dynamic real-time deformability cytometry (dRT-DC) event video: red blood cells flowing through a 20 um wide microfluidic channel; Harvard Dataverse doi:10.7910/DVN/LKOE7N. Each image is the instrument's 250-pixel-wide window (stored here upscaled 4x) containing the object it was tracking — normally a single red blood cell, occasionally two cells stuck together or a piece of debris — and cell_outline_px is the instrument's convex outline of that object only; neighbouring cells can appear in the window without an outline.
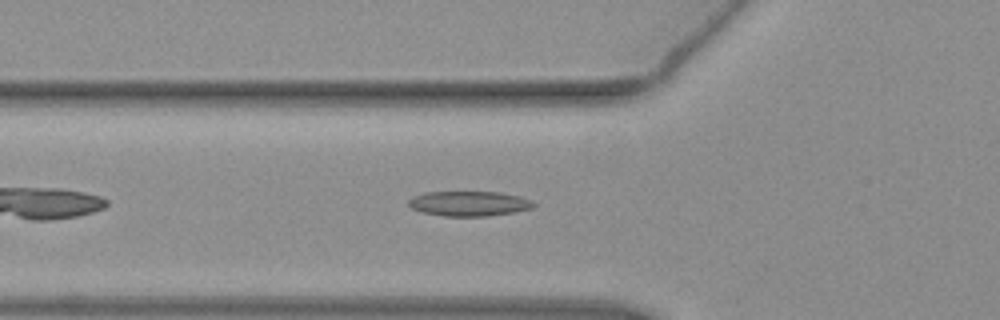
{"species": "common noctule bat (a hibernating species)", "species_latin": "Nyctalus noctula", "temperature_condition": "warm", "stored_images_in_passage": 37, "camera_frame_rate_fps": 3000, "um_per_image_px": 0.085, "animal": {"sex": "female", "body_mass_g": 19.3, "forearm_length_mm": 54.1}, "frame": {"image": 1, "passage_image": 7, "time_ms": 2.0, "image_size_px": [1000, 320], "cell_outline_px": [[536, 204], [532, 208], [512, 212], [488, 216], [444, 216], [420, 212], [412, 208], [408, 204], [408, 200], [412, 196], [424, 192], [500, 192], [520, 196], [532, 200]], "centroid_in_image_um": [39.85, 17.3], "position_along_channel_um": 86.0, "area_um2": 18.26}}
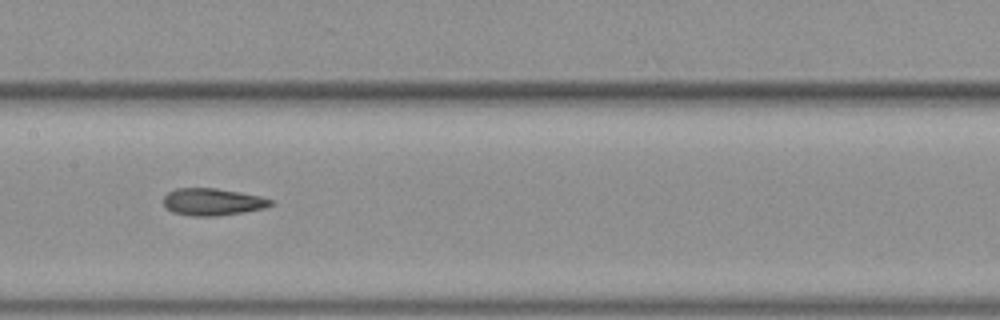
{"frame": {"image": 2, "passage_image": 15, "time_ms": 4.667, "image_size_px": [1000, 320], "cell_outline_px": [[272, 204], [264, 208], [244, 212], [216, 216], [192, 216], [172, 212], [164, 208], [164, 196], [168, 192], [176, 188], [216, 188], [240, 192], [260, 196], [272, 200]], "centroid_in_image_um": [18.03, 17.16], "position_along_channel_um": 189.4, "area_um2": 16.99}}
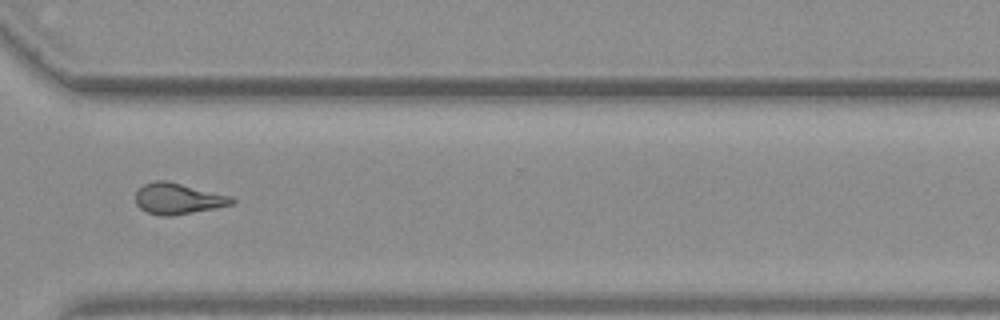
{"frame": {"image": 3, "passage_image": 28, "time_ms": 9.0, "image_size_px": [1000, 320], "cell_outline_px": [[236, 200], [232, 204], [216, 208], [172, 216], [160, 216], [148, 212], [140, 208], [136, 204], [136, 192], [144, 184], [156, 180], [168, 180], [232, 196]], "centroid_in_image_um": [15.14, 16.88], "position_along_channel_um": 355.5, "area_um2": 17.51}, "authors_computed_cell_mechanics": {"area_um2": 17.34, "velocity_mm_per_s": 3.8446, "shape_relaxation_time_tau1_ms": 7.8966, "shape_relaxation_time_tau2_ms": 3.6484, "deformation_change_tau1": 0.2092, "deformation_change_tau2": 0.1349}}